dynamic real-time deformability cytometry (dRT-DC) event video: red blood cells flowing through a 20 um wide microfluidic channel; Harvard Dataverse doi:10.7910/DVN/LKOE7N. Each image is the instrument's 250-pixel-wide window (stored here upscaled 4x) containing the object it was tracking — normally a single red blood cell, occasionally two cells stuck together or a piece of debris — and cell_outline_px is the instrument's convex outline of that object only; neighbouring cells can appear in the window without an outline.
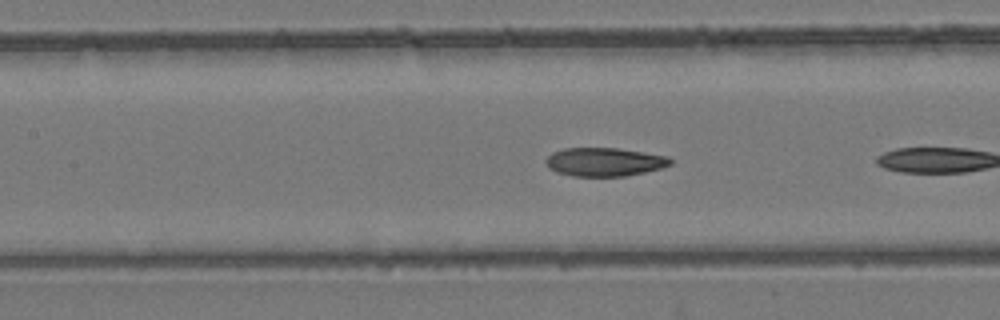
{"species": "common noctule bat (a hibernating species)", "species_latin": "Nyctalus noctula", "temperature_condition": "room temperature", "stored_images_in_passage": 8, "camera_frame_rate_fps": 3000, "um_per_image_px": 0.085, "animal": {"sex": "female", "body_mass_g": 24.6, "forearm_length_mm": 56.2}, "frame": {"image": 1, "passage_image": 7, "time_ms": 2.0, "image_size_px": [1000, 320], "cell_outline_px": [[672, 164], [660, 168], [644, 172], [624, 176], [572, 176], [556, 172], [548, 168], [544, 160], [552, 152], [564, 148], [616, 148], [668, 156], [672, 160]], "centroid_in_image_um": [51.34, 13.76], "position_along_channel_um": 156.1, "area_um2": 20.69}}